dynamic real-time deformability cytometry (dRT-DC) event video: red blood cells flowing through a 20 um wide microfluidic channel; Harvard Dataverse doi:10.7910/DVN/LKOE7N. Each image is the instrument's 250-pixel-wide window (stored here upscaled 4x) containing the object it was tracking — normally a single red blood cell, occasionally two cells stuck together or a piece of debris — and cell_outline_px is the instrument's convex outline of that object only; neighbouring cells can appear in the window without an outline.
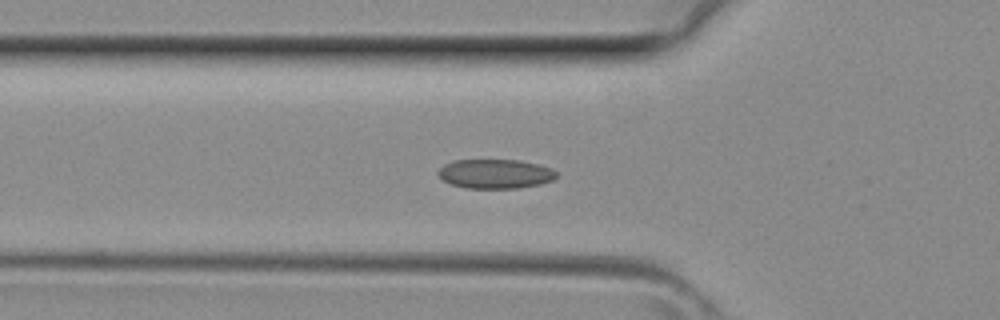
{"species": "common noctule bat (a hibernating species)", "species_latin": "Nyctalus noctula", "temperature_condition": "room temperature", "stored_images_in_passage": 40, "camera_frame_rate_fps": 3000, "um_per_image_px": 0.085, "animal": {"sex": "female", "body_mass_g": 29.2, "forearm_length_mm": 56.3}, "frame": {"image": 1, "passage_image": 13, "time_ms": 4.0, "image_size_px": [1000, 320], "cell_outline_px": [[556, 176], [552, 180], [540, 184], [516, 188], [464, 188], [452, 184], [444, 180], [436, 172], [444, 164], [452, 160], [520, 160], [540, 164], [552, 168], [556, 172]], "centroid_in_image_um": [42.1, 14.76], "position_along_channel_um": 83.7, "area_um2": 20.23}}
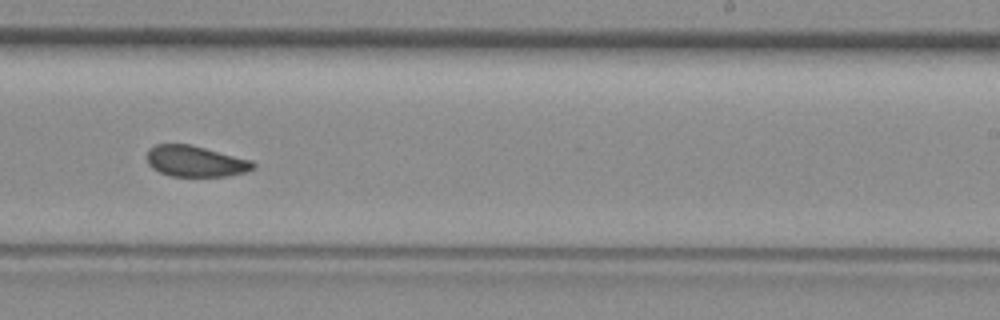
{"frame": {"image": 2, "passage_image": 24, "time_ms": 7.667, "image_size_px": [1000, 320], "cell_outline_px": [[256, 168], [244, 172], [228, 176], [168, 176], [152, 168], [148, 164], [148, 148], [156, 144], [192, 144], [252, 160], [256, 164]], "centroid_in_image_um": [16.63, 13.7], "position_along_channel_um": 272.4, "area_um2": 19.36}}
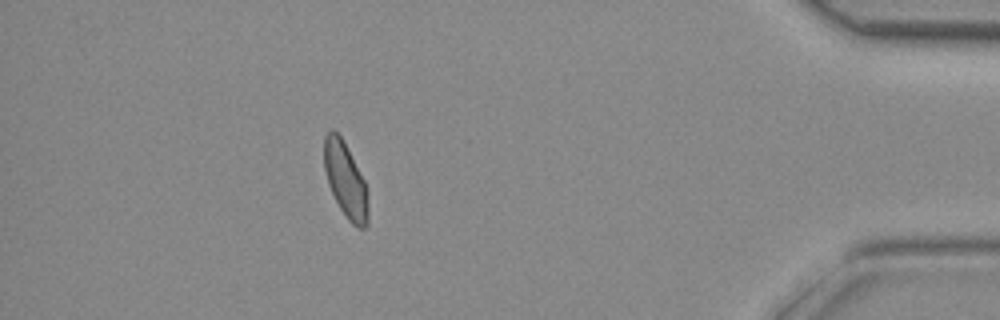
{"frame": {"image": 3, "passage_image": 35, "time_ms": 11.333, "image_size_px": [1000, 320], "cell_outline_px": [[368, 224], [364, 228], [356, 228], [348, 220], [340, 208], [328, 184], [324, 168], [324, 136], [332, 128], [340, 136], [364, 180], [368, 192]], "centroid_in_image_um": [29.37, 15.35], "position_along_channel_um": 405.8, "area_um2": 19.07}}